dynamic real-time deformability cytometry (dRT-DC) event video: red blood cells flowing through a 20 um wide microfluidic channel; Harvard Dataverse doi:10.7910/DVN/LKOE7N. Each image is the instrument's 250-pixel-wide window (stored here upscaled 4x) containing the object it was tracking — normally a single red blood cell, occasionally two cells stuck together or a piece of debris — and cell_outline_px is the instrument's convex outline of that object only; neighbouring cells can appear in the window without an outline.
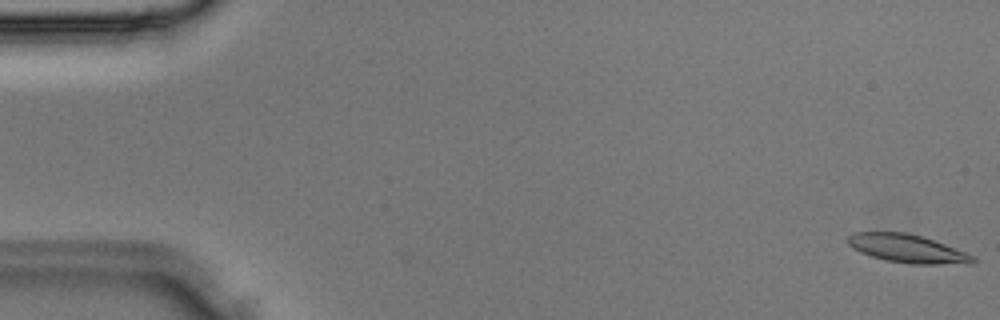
{"species": "Egyptian fruit bat (a non-hibernating species)", "species_latin": "Rousettus aegyptiacus", "temperature_condition": "room temperature", "stored_images_in_passage": 39, "camera_frame_rate_fps": 3000, "um_per_image_px": 0.085, "animal": {"sex": "male"}, "frame": {"image": 1, "passage_image": 1, "time_ms": 0.0, "image_size_px": [1000, 320], "cell_outline_px": [[976, 260], [972, 264], [912, 264], [888, 260], [872, 256], [860, 252], [852, 248], [848, 244], [848, 236], [852, 232], [904, 232], [920, 236], [944, 244], [976, 256]], "centroid_in_image_um": [77.14, 21.13], "position_along_channel_um": 7.9, "area_um2": 20.46}}
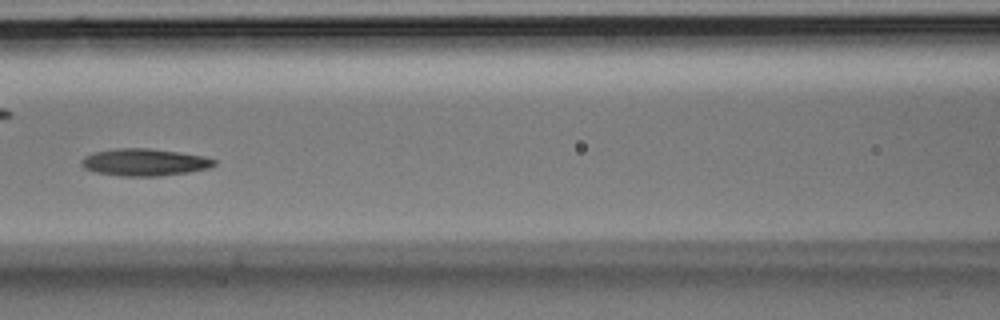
{"frame": {"image": 2, "passage_image": 17, "time_ms": 5.333, "image_size_px": [1000, 320], "cell_outline_px": [[216, 164], [208, 168], [188, 172], [156, 176], [124, 176], [96, 172], [84, 168], [80, 164], [80, 160], [84, 156], [96, 152], [116, 148], [148, 148], [180, 152], [204, 156], [216, 160]], "centroid_in_image_um": [12.27, 13.78], "position_along_channel_um": 154.3, "area_um2": 20.92}}